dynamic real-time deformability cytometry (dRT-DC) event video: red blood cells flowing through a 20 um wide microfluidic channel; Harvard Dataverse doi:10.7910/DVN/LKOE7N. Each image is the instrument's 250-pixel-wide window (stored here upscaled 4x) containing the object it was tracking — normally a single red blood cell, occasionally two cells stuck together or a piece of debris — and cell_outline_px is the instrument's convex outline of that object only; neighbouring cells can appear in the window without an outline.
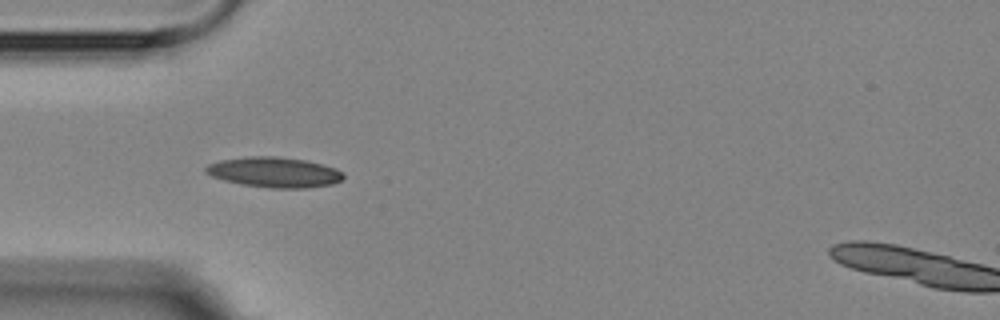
{"species": "Egyptian fruit bat (a non-hibernating species)", "species_latin": "Rousettus aegyptiacus", "temperature_condition": "room temperature", "stored_images_in_passage": 4, "camera_frame_rate_fps": 3000, "um_per_image_px": 0.085, "animal": {"sex": "female"}, "frame": {"image": 1, "passage_image": 1, "time_ms": 0.0, "image_size_px": [1000, 320], "cell_outline_px": [[344, 176], [340, 180], [332, 184], [308, 188], [272, 188], [240, 184], [224, 180], [212, 176], [204, 172], [204, 168], [208, 164], [220, 160], [248, 156], [276, 156], [308, 160], [324, 164], [336, 168], [344, 172]], "centroid_in_image_um": [23.33, 14.63], "position_along_channel_um": 61.7, "area_um2": 24.51}}
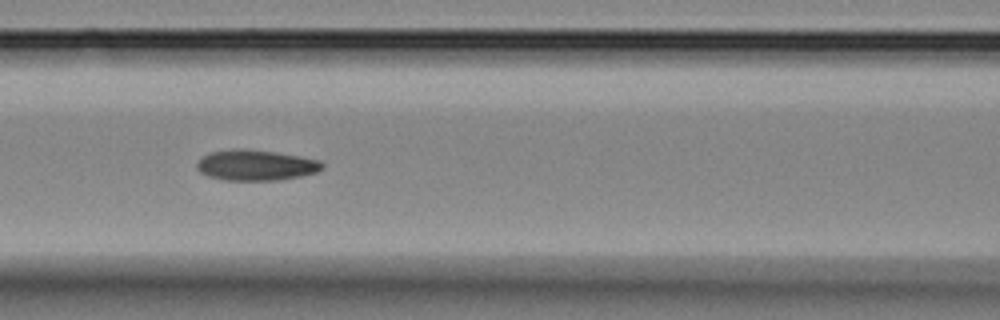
{"frame": {"image": 2, "passage_image": 3, "time_ms": 2.333, "image_size_px": [1000, 320], "cell_outline_px": [[324, 168], [316, 172], [300, 176], [280, 180], [224, 180], [208, 176], [200, 172], [196, 168], [196, 164], [204, 156], [212, 152], [232, 148], [244, 148], [272, 152], [320, 160], [324, 164]], "centroid_in_image_um": [21.74, 14.04], "position_along_channel_um": 144.9, "area_um2": 22.25}}
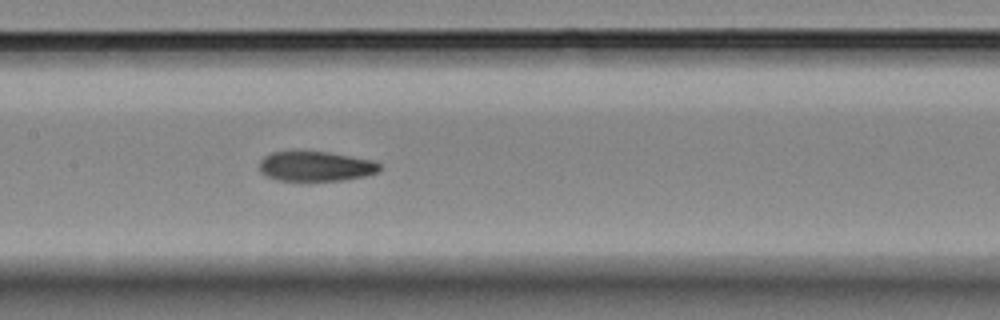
{"frame": {"image": 3, "passage_image": 4, "time_ms": 3.333, "image_size_px": [1000, 320], "cell_outline_px": [[380, 172], [364, 176], [344, 180], [276, 180], [260, 172], [260, 160], [264, 156], [272, 152], [292, 148], [300, 148], [328, 152], [376, 160], [380, 164]], "centroid_in_image_um": [26.82, 14.07], "position_along_channel_um": 180.6, "area_um2": 21.79}}